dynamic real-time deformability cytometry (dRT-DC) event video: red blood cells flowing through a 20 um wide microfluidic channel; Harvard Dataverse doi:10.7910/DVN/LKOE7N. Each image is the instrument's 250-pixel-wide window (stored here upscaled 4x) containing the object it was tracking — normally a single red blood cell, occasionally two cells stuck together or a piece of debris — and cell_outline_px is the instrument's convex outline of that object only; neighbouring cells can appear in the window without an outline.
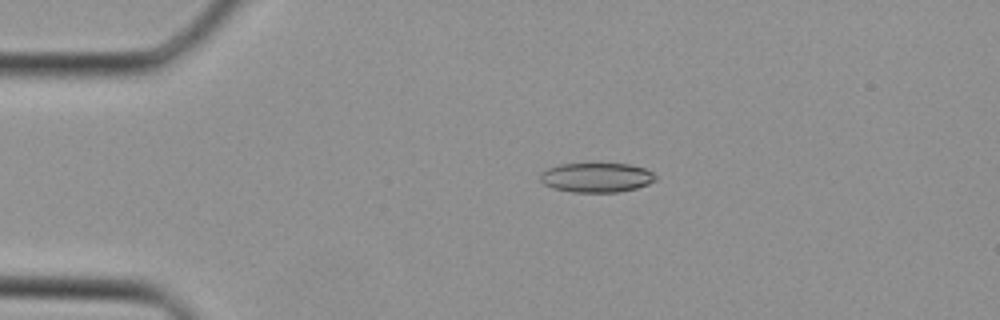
{"species": "Egyptian fruit bat (a non-hibernating species)", "species_latin": "Rousettus aegyptiacus", "temperature_condition": "cold", "stored_images_in_passage": 35, "camera_frame_rate_fps": 3000, "um_per_image_px": 0.085, "animal": {"sex": "female"}, "frame": {"image": 1, "passage_image": 4, "time_ms": 1.0, "image_size_px": [1000, 320], "cell_outline_px": [[656, 180], [648, 184], [636, 188], [616, 192], [572, 192], [552, 188], [544, 184], [540, 180], [540, 172], [548, 168], [560, 164], [628, 164], [644, 168], [652, 172], [656, 176]], "centroid_in_image_um": [50.68, 15.09], "position_along_channel_um": 34.3, "area_um2": 19.77}}
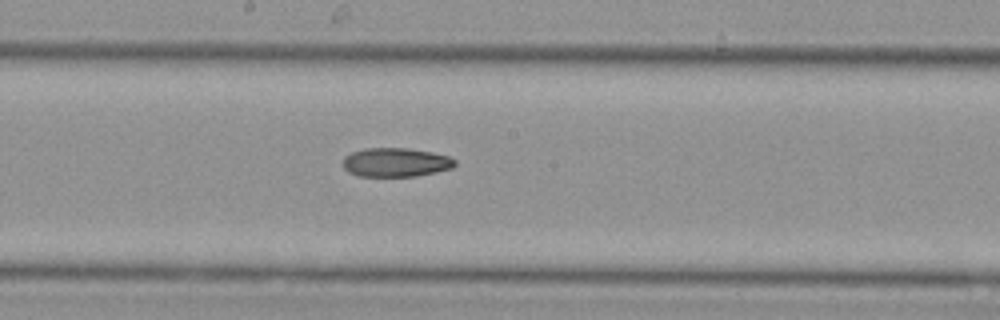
{"frame": {"image": 2, "passage_image": 17, "time_ms": 5.333, "image_size_px": [1000, 320], "cell_outline_px": [[456, 164], [452, 168], [436, 172], [416, 176], [360, 176], [348, 172], [344, 168], [344, 156], [352, 152], [364, 148], [408, 148], [432, 152], [448, 156], [456, 160]], "centroid_in_image_um": [33.65, 13.79], "position_along_channel_um": 214.6, "area_um2": 18.9}}
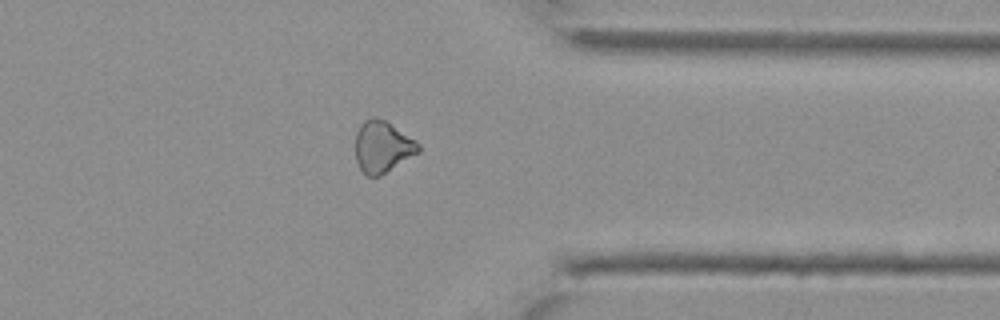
{"frame": {"image": 3, "passage_image": 27, "time_ms": 8.667, "image_size_px": [1000, 320], "cell_outline_px": [[420, 152], [380, 176], [368, 176], [360, 168], [356, 160], [356, 132], [364, 120], [372, 116], [384, 120], [416, 140], [420, 144]], "centroid_in_image_um": [32.52, 12.48], "position_along_channel_um": 378.9, "area_um2": 18.84}}